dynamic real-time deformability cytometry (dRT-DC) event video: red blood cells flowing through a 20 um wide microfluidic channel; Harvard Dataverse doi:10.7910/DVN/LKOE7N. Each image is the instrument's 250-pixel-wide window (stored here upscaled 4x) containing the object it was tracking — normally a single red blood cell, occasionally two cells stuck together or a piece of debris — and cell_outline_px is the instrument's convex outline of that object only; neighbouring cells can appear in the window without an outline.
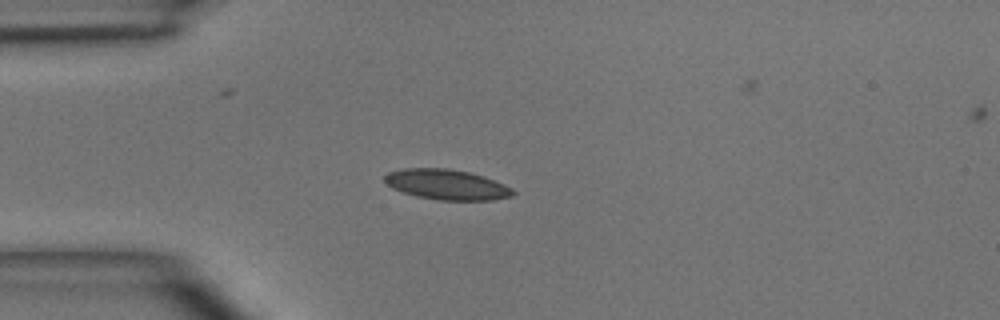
{"species": "common noctule bat (a hibernating species)", "species_latin": "Nyctalus noctula", "temperature_condition": "room temperature", "stored_images_in_passage": 4, "camera_frame_rate_fps": 3000, "um_per_image_px": 0.085, "animal": {"sex": "male", "body_mass_g": 15.6}, "frame": {"image": 1, "passage_image": 3, "time_ms": 2.333, "image_size_px": [1000, 320], "cell_outline_px": [[516, 192], [512, 196], [492, 200], [436, 200], [416, 196], [392, 188], [384, 180], [384, 176], [388, 172], [404, 168], [448, 168], [468, 172], [484, 176], [504, 184], [512, 188]], "centroid_in_image_um": [37.98, 15.69], "position_along_channel_um": 47.0, "area_um2": 22.66}}